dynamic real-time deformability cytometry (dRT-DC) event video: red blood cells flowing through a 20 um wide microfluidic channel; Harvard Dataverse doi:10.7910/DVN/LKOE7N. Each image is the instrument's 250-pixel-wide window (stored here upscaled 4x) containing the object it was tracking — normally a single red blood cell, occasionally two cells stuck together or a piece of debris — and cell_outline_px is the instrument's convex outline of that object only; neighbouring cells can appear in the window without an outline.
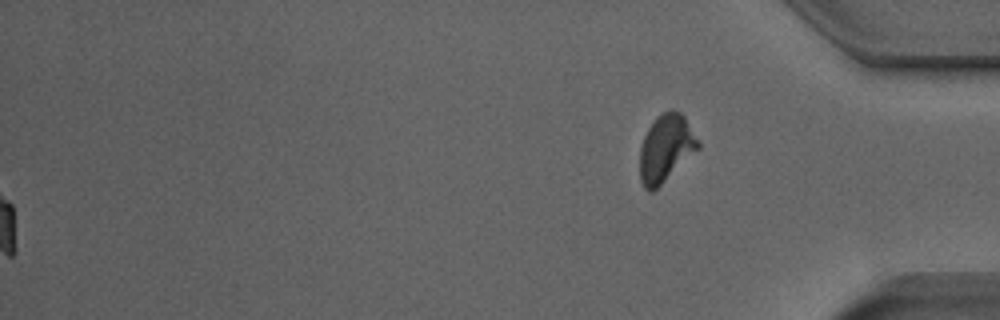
{"species": "Egyptian fruit bat (a non-hibernating species)", "species_latin": "Rousettus aegyptiacus", "temperature_condition": "room temperature", "stored_images_in_passage": 53, "segment_of_instrument_passage": [2, 2], "camera_frame_rate_fps": 3000, "um_per_image_px": 0.085, "animal": {"sex": "male"}, "frame": {"image": 1, "passage_image": 53, "time_ms": 17.333, "image_size_px": [1000, 320], "cell_outline_px": [[700, 148], [652, 192], [648, 192], [644, 188], [640, 180], [640, 148], [644, 136], [648, 128], [656, 116], [660, 112], [672, 108], [680, 112], [684, 116], [700, 144]], "centroid_in_image_um": [56.58, 12.58], "position_along_channel_um": 378.6, "area_um2": 22.83}}